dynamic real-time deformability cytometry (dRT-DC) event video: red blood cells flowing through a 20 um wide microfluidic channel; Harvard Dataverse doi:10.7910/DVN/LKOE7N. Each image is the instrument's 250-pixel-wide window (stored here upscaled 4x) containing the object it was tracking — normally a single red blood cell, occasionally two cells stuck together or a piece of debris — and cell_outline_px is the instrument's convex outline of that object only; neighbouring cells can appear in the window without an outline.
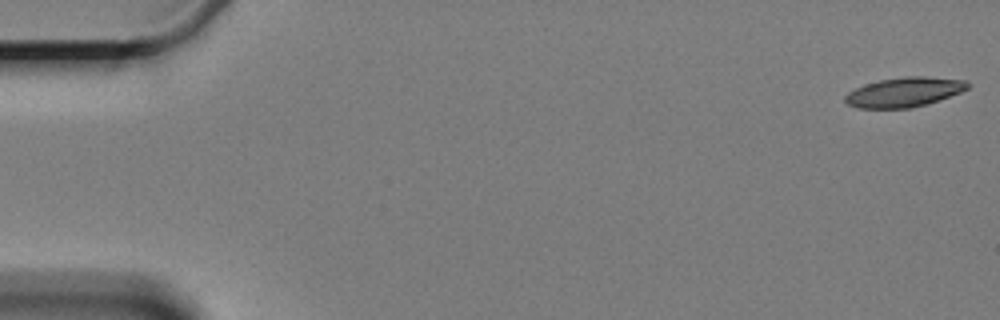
{"species": "Egyptian fruit bat (a non-hibernating species)", "species_latin": "Rousettus aegyptiacus", "temperature_condition": "cold", "stored_images_in_passage": 6, "camera_frame_rate_fps": 3000, "um_per_image_px": 0.085, "animal": {"sex": "female"}, "frame": {"image": 1, "passage_image": 1, "time_ms": 0.0, "image_size_px": [1000, 320], "cell_outline_px": [[972, 84], [968, 88], [960, 92], [940, 100], [912, 108], [856, 108], [848, 104], [844, 100], [844, 96], [848, 92], [864, 84], [880, 80], [904, 76], [924, 76], [968, 80]], "centroid_in_image_um": [76.88, 7.82], "position_along_channel_um": 8.1, "area_um2": 21.33}}
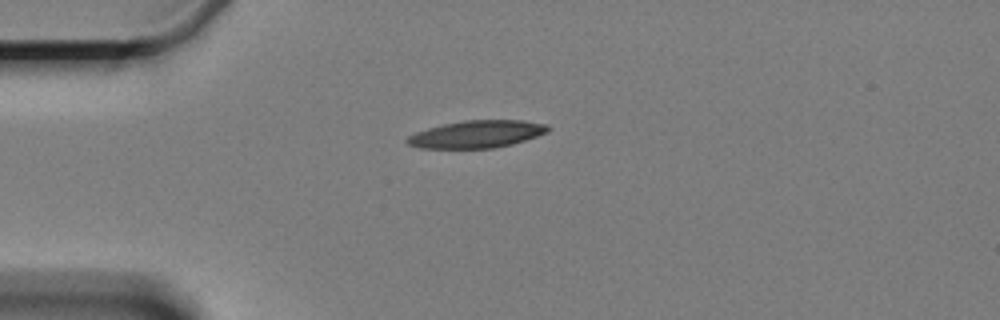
{"frame": {"image": 2, "passage_image": 5, "time_ms": 4.667, "image_size_px": [1000, 320], "cell_outline_px": [[552, 128], [548, 132], [512, 144], [492, 148], [420, 148], [408, 144], [404, 140], [408, 136], [416, 132], [428, 128], [444, 124], [464, 120], [524, 120], [548, 124]], "centroid_in_image_um": [40.55, 11.39], "position_along_channel_um": 44.5, "area_um2": 22.48}}